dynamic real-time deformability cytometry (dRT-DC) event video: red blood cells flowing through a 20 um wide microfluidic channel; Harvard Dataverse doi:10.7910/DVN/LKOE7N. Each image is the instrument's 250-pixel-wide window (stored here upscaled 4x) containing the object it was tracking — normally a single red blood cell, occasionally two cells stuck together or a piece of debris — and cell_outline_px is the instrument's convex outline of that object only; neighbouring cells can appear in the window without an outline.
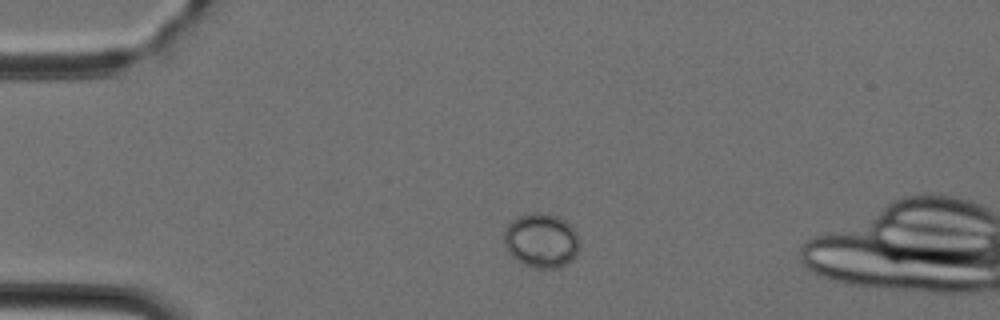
{"species": "Egyptian fruit bat (a non-hibernating species)", "species_latin": "Rousettus aegyptiacus", "temperature_condition": "cold", "stored_images_in_passage": 43, "camera_frame_rate_fps": 3000, "um_per_image_px": 0.085, "animal": {"sex": "female"}, "frame": {"image": 1, "passage_image": 5, "time_ms": 1.333, "image_size_px": [1000, 320], "cell_outline_px": [[580, 248], [572, 260], [556, 268], [532, 268], [524, 264], [512, 256], [508, 252], [504, 244], [504, 232], [508, 224], [512, 220], [520, 216], [532, 212], [540, 212], [556, 216], [564, 220], [576, 232], [580, 240]], "centroid_in_image_um": [46.01, 20.45], "position_along_channel_um": 39.0, "area_um2": 23.93}}
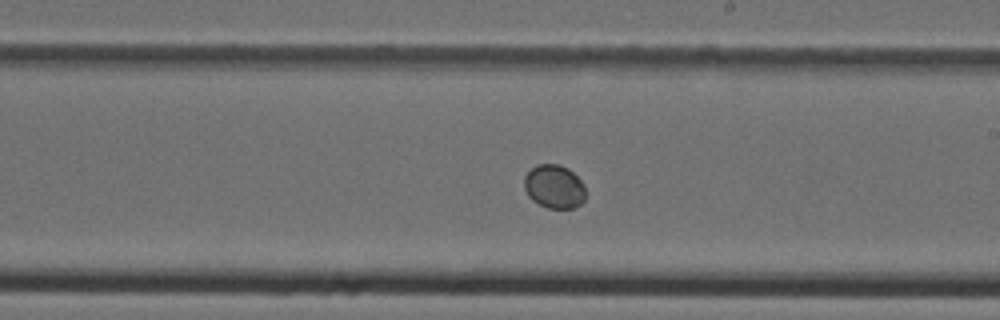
{"frame": {"image": 2, "passage_image": 22, "time_ms": 7.0, "image_size_px": [1000, 320], "cell_outline_px": [[584, 200], [580, 204], [572, 208], [548, 208], [532, 200], [528, 196], [524, 188], [524, 176], [536, 164], [560, 164], [568, 168], [584, 184]], "centroid_in_image_um": [47.09, 15.85], "position_along_channel_um": 241.9, "area_um2": 15.55}}
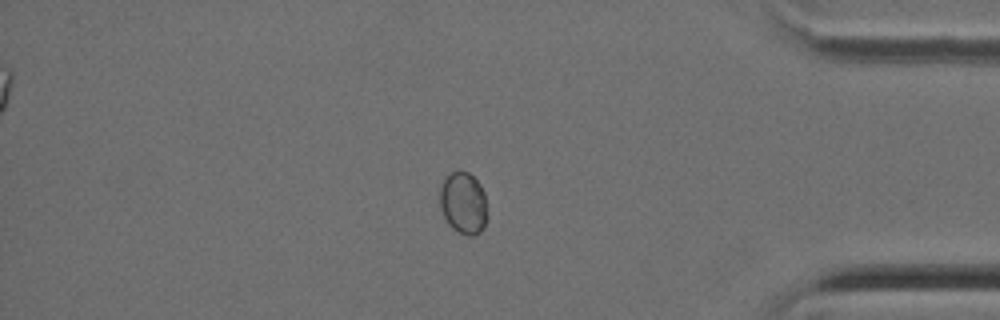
{"frame": {"image": 3, "passage_image": 35, "time_ms": 11.333, "image_size_px": [1000, 320], "cell_outline_px": [[488, 216], [484, 228], [480, 232], [472, 236], [468, 236], [452, 228], [448, 224], [440, 208], [440, 188], [444, 180], [452, 172], [468, 172], [480, 184], [484, 192]], "centroid_in_image_um": [39.41, 17.29], "position_along_channel_um": 395.8, "area_um2": 17.11}}